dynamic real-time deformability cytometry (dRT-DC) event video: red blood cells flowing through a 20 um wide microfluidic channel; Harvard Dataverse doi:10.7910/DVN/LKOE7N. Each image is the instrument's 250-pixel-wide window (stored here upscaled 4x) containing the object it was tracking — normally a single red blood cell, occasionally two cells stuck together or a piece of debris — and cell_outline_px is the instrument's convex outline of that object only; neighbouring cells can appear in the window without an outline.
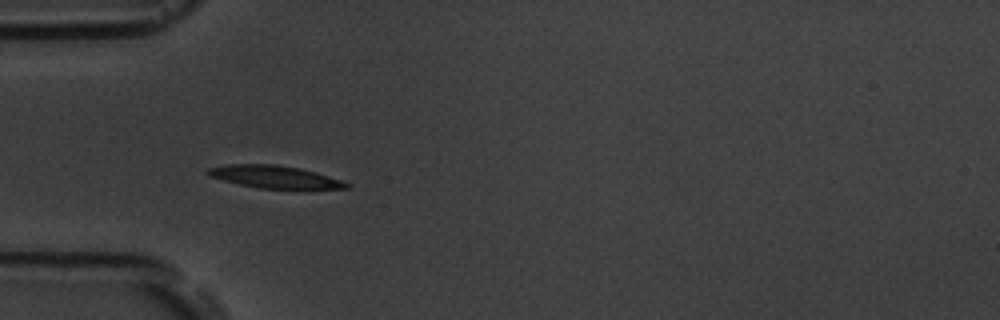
{"species": "common noctule bat (a hibernating species)", "species_latin": "Nyctalus noctula", "temperature_condition": "room temperature", "stored_images_in_passage": 2, "camera_frame_rate_fps": 3000, "um_per_image_px": 0.085, "animal": {"sex": "male", "body_mass_g": 19.5, "forearm_length_mm": 54.6}, "frame": {"image": 1, "passage_image": 1, "time_ms": 0.0, "image_size_px": [1000, 320], "cell_outline_px": [[348, 188], [260, 188], [240, 184], [208, 176], [204, 172], [208, 168], [228, 164], [276, 164], [300, 168], [316, 172], [340, 180], [348, 184]], "centroid_in_image_um": [23.26, 15.01], "position_along_channel_um": 61.7, "area_um2": 17.8}}
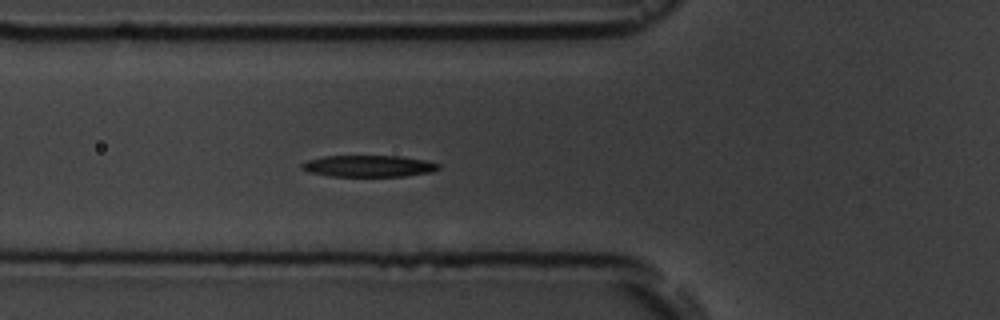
{"frame": {"image": 2, "passage_image": 2, "time_ms": 1.0, "image_size_px": [1000, 320], "cell_outline_px": [[440, 168], [432, 172], [404, 176], [328, 176], [308, 172], [300, 168], [300, 164], [308, 160], [324, 156], [400, 156], [424, 160], [440, 164]], "centroid_in_image_um": [31.31, 14.12], "position_along_channel_um": 94.5, "area_um2": 17.22}}